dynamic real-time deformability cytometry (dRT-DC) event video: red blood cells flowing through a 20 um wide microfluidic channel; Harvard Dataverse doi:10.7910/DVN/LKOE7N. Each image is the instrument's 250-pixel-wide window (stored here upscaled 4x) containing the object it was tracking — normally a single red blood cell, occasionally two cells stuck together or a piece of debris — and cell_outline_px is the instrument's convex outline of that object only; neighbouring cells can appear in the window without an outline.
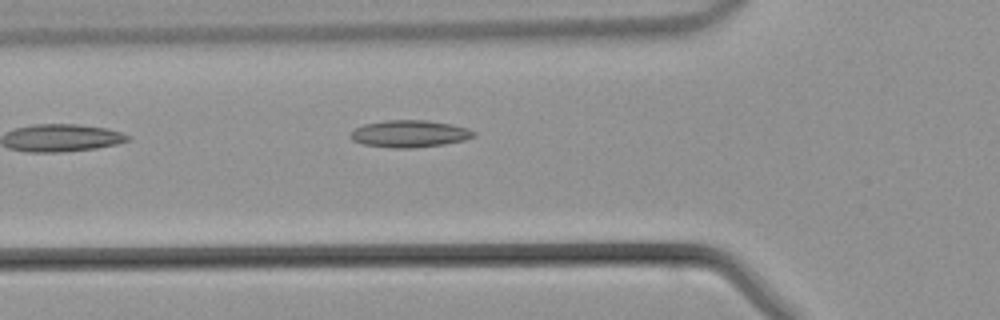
{"species": "common noctule bat (a hibernating species)", "species_latin": "Nyctalus noctula", "temperature_condition": "warm", "stored_images_in_passage": 9, "camera_frame_rate_fps": 3000, "um_per_image_px": 0.085, "animal": {"sex": "male", "body_mass_g": 21.5, "forearm_length_mm": 52.0}, "frame": {"image": 1, "passage_image": 2, "time_ms": 0.333, "image_size_px": [1000, 320], "cell_outline_px": [[476, 136], [464, 140], [444, 144], [412, 148], [392, 148], [364, 144], [352, 140], [348, 136], [356, 128], [364, 124], [388, 120], [424, 120], [452, 124], [468, 128], [476, 132]], "centroid_in_image_um": [34.83, 11.37], "position_along_channel_um": 91.0, "area_um2": 19.42}}